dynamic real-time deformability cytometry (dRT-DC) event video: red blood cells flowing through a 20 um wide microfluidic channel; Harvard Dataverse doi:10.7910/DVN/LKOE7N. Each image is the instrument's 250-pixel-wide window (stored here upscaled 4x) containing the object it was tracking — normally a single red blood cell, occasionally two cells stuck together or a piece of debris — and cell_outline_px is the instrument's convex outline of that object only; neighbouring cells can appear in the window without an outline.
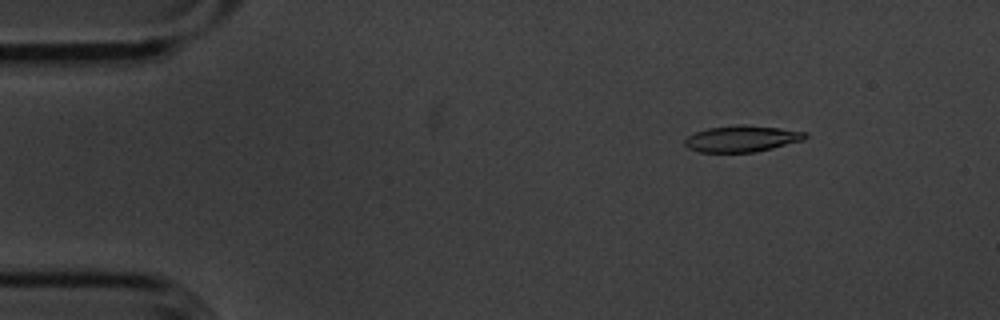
{"species": "common noctule bat (a hibernating species)", "species_latin": "Nyctalus noctula", "temperature_condition": "cold", "stored_images_in_passage": 55, "camera_frame_rate_fps": 3000, "um_per_image_px": 0.085, "animal": {"sex": "male", "body_mass_g": 20.1, "forearm_length_mm": 53.5}, "frame": {"image": 1, "passage_image": 7, "time_ms": 2.0, "image_size_px": [1000, 320], "cell_outline_px": [[808, 136], [804, 140], [756, 152], [700, 152], [688, 148], [684, 144], [684, 140], [688, 136], [696, 132], [708, 128], [736, 124], [744, 124], [780, 128], [808, 132]], "centroid_in_image_um": [63.08, 11.78], "position_along_channel_um": 21.9, "area_um2": 18.61}}
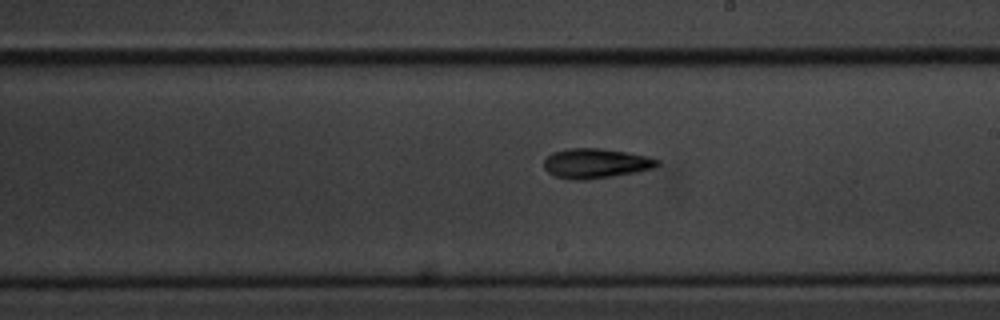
{"frame": {"image": 2, "passage_image": 31, "time_ms": 10.0, "image_size_px": [1000, 320], "cell_outline_px": [[660, 164], [656, 168], [636, 172], [612, 176], [584, 180], [576, 180], [556, 176], [548, 172], [544, 168], [544, 160], [552, 152], [568, 148], [600, 148], [628, 152], [648, 156], [660, 160]], "centroid_in_image_um": [50.67, 13.87], "position_along_channel_um": 238.3, "area_um2": 19.77}}
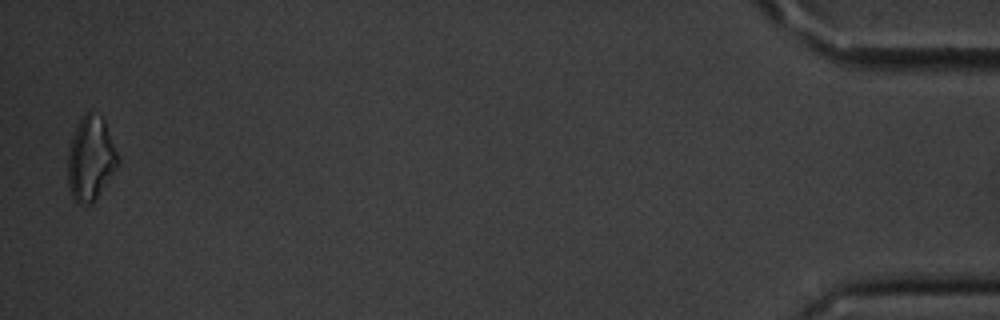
{"frame": {"image": 3, "passage_image": 54, "time_ms": 17.667, "image_size_px": [1000, 320], "cell_outline_px": [[120, 160], [116, 168], [92, 204], [76, 204], [72, 200], [68, 188], [68, 152], [76, 128], [84, 112], [88, 112], [100, 116], [104, 120]], "centroid_in_image_um": [7.69, 13.53], "position_along_channel_um": 427.5, "area_um2": 24.28}, "authors_computed_cell_mechanics": {"area_um2": 18.9584, "velocity_mm_per_s": 3.6287, "shape_relaxation_time_tau1_ms": 2.6952, "shape_relaxation_time_tau2_ms": null, "deformation_change_tau1": 0.1046, "deformation_change_tau2": null}}